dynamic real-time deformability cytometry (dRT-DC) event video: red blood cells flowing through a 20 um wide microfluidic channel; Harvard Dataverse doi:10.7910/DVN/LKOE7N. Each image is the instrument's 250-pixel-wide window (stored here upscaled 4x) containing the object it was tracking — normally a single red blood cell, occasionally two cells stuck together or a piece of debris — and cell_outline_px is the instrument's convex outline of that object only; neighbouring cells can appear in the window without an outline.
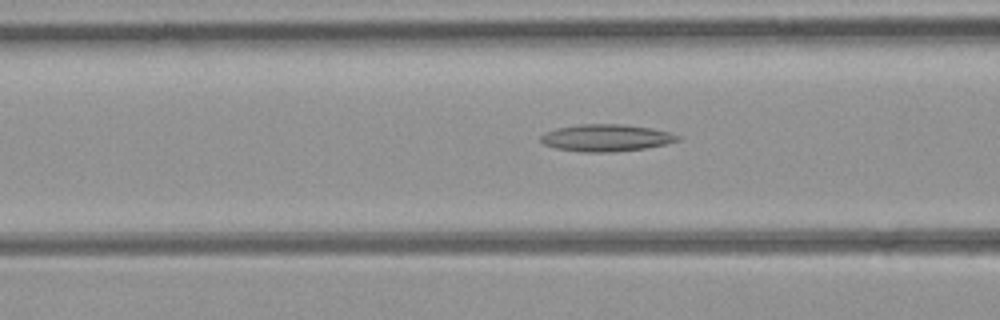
{"species": "common noctule bat (a hibernating species)", "species_latin": "Nyctalus noctula", "temperature_condition": "room temperature", "stored_images_in_passage": 51, "camera_frame_rate_fps": 3000, "um_per_image_px": 0.085, "animal": {"sex": "female", "body_mass_g": 21.9}, "frame": {"image": 1, "passage_image": 20, "time_ms": 6.333, "image_size_px": [1000, 320], "cell_outline_px": [[680, 140], [664, 144], [644, 148], [612, 152], [584, 152], [556, 148], [544, 144], [540, 140], [540, 136], [544, 132], [556, 128], [580, 124], [624, 124], [652, 128], [668, 132], [680, 136]], "centroid_in_image_um": [51.49, 11.71], "position_along_channel_um": 115.1, "area_um2": 21.5}}
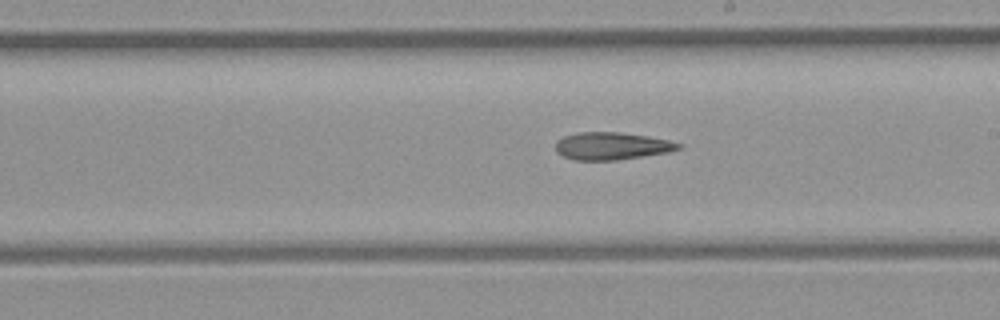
{"frame": {"image": 2, "passage_image": 29, "time_ms": 9.333, "image_size_px": [1000, 320], "cell_outline_px": [[684, 144], [680, 148], [668, 152], [616, 160], [576, 160], [564, 156], [556, 152], [556, 140], [564, 136], [580, 132], [620, 132], [648, 136], [668, 140]], "centroid_in_image_um": [51.99, 12.4], "position_along_channel_um": 237.0, "area_um2": 19.59}}
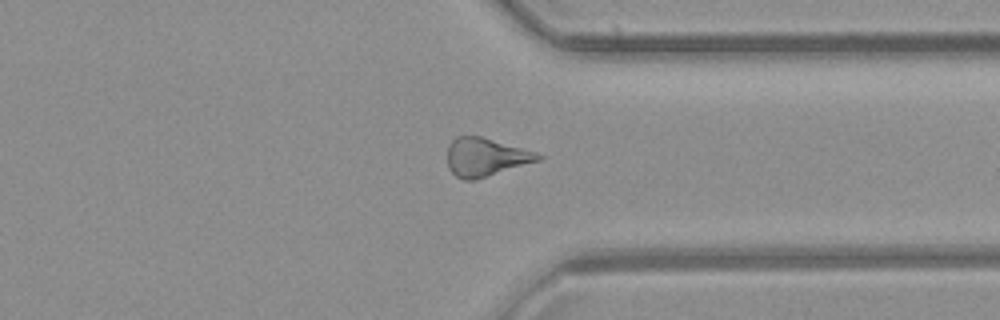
{"frame": {"image": 3, "passage_image": 39, "time_ms": 12.667, "image_size_px": [1000, 320], "cell_outline_px": [[544, 156], [540, 160], [476, 180], [464, 180], [456, 176], [448, 168], [448, 144], [456, 136], [480, 136], [536, 152]], "centroid_in_image_um": [41.26, 13.36], "position_along_channel_um": 370.1, "area_um2": 20.17}}